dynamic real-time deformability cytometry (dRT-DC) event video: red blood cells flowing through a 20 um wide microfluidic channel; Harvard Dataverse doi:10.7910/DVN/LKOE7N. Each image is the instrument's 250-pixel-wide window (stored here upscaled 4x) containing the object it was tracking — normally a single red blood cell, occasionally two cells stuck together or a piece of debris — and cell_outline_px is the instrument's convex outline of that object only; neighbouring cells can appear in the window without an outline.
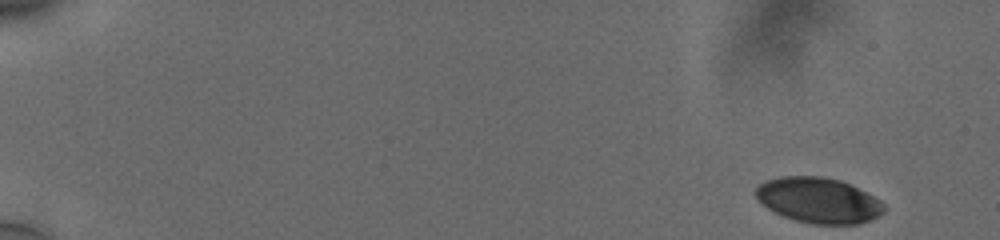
{"species": "human", "species_latin": "Homo sapiens", "temperature_condition": "cold", "stored_images_in_passage": 12, "camera_frame_rate_fps": 3000, "um_per_image_px": 0.085, "donor": {"sex": "male"}, "frame": {"image": 1, "passage_image": 1, "time_ms": 0.0, "image_size_px": [1000, 240], "cell_outline_px": [[884, 212], [868, 220], [856, 224], [812, 224], [796, 220], [784, 216], [768, 208], [756, 196], [756, 188], [760, 184], [768, 180], [780, 176], [820, 176], [840, 180], [880, 200], [884, 204]], "centroid_in_image_um": [69.57, 17.02], "position_along_channel_um": 15.4, "area_um2": 33.35}}
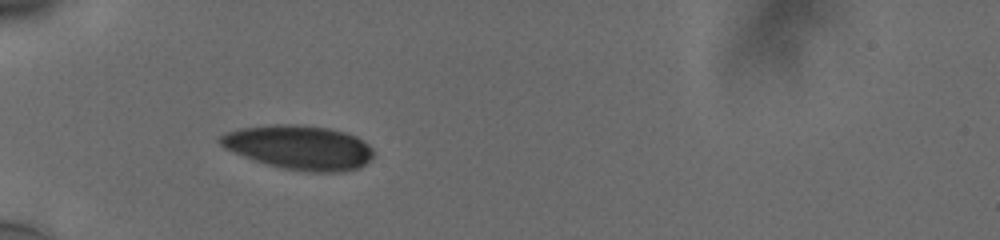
{"frame": {"image": 2, "passage_image": 7, "time_ms": 2.0, "image_size_px": [1000, 240], "cell_outline_px": [[372, 156], [360, 168], [344, 172], [312, 172], [284, 168], [268, 164], [244, 156], [224, 148], [220, 144], [220, 136], [228, 132], [240, 128], [272, 124], [296, 124], [328, 128], [344, 132], [356, 136], [368, 144], [372, 148]], "centroid_in_image_um": [25.45, 12.52], "position_along_channel_um": 59.6, "area_um2": 39.19}}
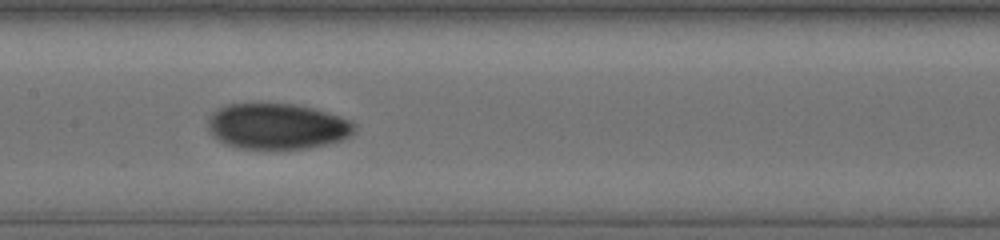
{"frame": {"image": 3, "passage_image": 11, "time_ms": 3.333, "image_size_px": [1000, 240], "cell_outline_px": [[356, 132], [352, 136], [328, 144], [308, 148], [236, 148], [224, 144], [212, 136], [208, 132], [208, 120], [212, 112], [228, 104], [292, 104], [312, 108], [340, 116], [352, 120], [356, 124]], "centroid_in_image_um": [23.57, 10.74], "position_along_channel_um": 183.8, "area_um2": 39.25}}